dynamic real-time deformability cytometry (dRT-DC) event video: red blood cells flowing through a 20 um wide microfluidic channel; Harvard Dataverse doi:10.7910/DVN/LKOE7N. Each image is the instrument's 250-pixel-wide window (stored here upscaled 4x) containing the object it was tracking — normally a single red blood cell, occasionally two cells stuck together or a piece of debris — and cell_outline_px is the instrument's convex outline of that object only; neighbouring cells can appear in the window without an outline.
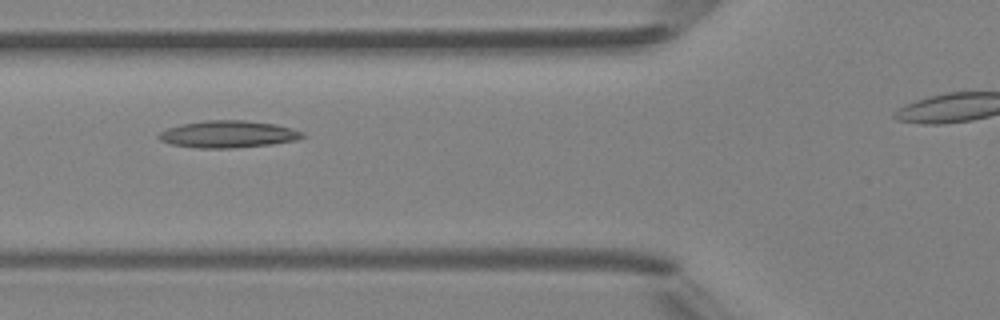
{"species": "Egyptian fruit bat (a non-hibernating species)", "species_latin": "Rousettus aegyptiacus", "temperature_condition": "room temperature", "stored_images_in_passage": 5, "camera_frame_rate_fps": 3000, "um_per_image_px": 0.085, "animal": {"sex": "female"}, "frame": {"image": 1, "passage_image": 5, "time_ms": 5.333, "image_size_px": [1000, 320], "cell_outline_px": [[304, 136], [296, 140], [272, 144], [236, 148], [200, 148], [172, 144], [160, 140], [156, 136], [160, 132], [168, 128], [180, 124], [208, 120], [244, 120], [276, 124], [292, 128], [304, 132]], "centroid_in_image_um": [19.4, 11.4], "position_along_channel_um": 106.4, "area_um2": 22.66}}